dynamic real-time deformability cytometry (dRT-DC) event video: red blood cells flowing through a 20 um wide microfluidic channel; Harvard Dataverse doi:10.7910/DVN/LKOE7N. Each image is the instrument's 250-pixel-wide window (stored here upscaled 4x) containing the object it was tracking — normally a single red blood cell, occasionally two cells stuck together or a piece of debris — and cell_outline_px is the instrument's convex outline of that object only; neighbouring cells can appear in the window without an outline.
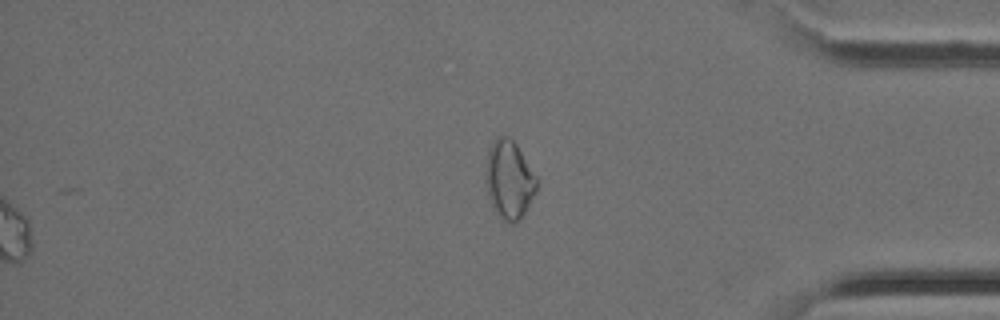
{"species": "Egyptian fruit bat (a non-hibernating species)", "species_latin": "Rousettus aegyptiacus", "temperature_condition": "cold", "stored_images_in_passage": 34, "segment_of_instrument_passage": [2, 2], "camera_frame_rate_fps": 3000, "um_per_image_px": 0.085, "animal": {"sex": "female"}, "frame": {"image": 1, "passage_image": 34, "time_ms": 11.0, "image_size_px": [1000, 320], "cell_outline_px": [[536, 192], [520, 220], [512, 224], [500, 220], [492, 208], [488, 196], [488, 148], [496, 136], [508, 136], [516, 144], [536, 176]], "centroid_in_image_um": [43.29, 15.31], "position_along_channel_um": 391.9, "area_um2": 22.89}}